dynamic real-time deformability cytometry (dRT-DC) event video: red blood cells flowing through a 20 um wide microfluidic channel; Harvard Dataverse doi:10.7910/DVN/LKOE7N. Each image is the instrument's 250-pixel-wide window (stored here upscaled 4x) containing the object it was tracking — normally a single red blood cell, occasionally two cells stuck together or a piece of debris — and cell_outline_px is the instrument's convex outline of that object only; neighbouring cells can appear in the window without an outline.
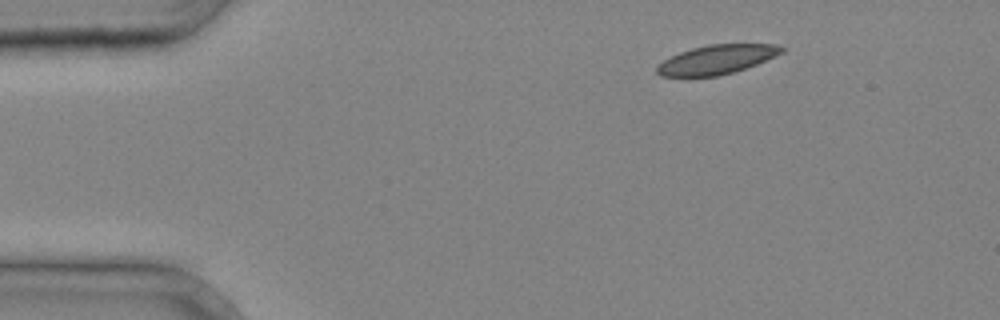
{"species": "common noctule bat (a hibernating species)", "species_latin": "Nyctalus noctula", "temperature_condition": "cold", "stored_images_in_passage": 2, "segment_of_instrument_passage": [2, 2], "camera_frame_rate_fps": 3000, "um_per_image_px": 0.085, "animal": {"sex": "male", "body_mass_g": 20.4}, "frame": {"image": 1, "passage_image": 2, "time_ms": 0.333, "image_size_px": [1000, 320], "cell_outline_px": [[784, 52], [756, 64], [732, 72], [716, 76], [660, 76], [656, 72], [656, 68], [664, 60], [680, 52], [692, 48], [708, 44], [776, 44], [784, 48]], "centroid_in_image_um": [60.92, 5.05], "position_along_channel_um": 24.1, "area_um2": 20.87}}